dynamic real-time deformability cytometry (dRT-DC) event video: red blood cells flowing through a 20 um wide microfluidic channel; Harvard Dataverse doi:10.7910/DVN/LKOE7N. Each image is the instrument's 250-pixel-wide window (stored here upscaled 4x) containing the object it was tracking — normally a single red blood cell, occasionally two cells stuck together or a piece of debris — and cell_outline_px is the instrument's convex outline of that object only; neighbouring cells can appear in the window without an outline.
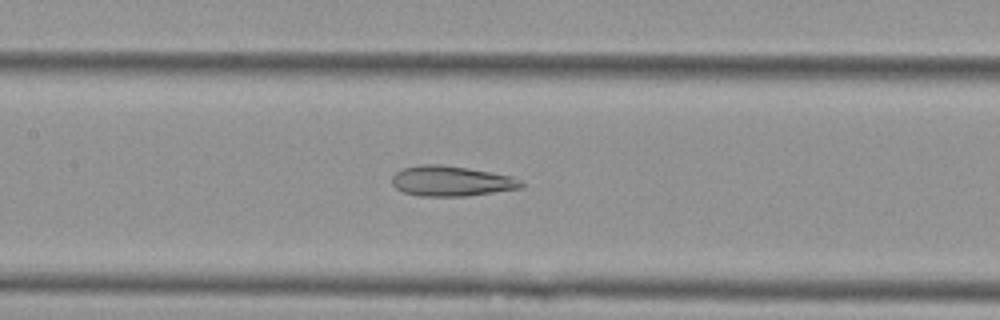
{"species": "Egyptian fruit bat (a non-hibernating species)", "species_latin": "Rousettus aegyptiacus", "temperature_condition": "cold", "stored_images_in_passage": 46, "camera_frame_rate_fps": 3000, "um_per_image_px": 0.085, "animal": {"sex": "female"}, "frame": {"image": 1, "passage_image": 17, "time_ms": 5.333, "image_size_px": [1000, 320], "cell_outline_px": [[524, 184], [520, 188], [468, 196], [420, 196], [404, 192], [396, 188], [392, 184], [392, 176], [396, 172], [404, 168], [420, 164], [440, 164], [468, 168], [512, 176]], "centroid_in_image_um": [38.33, 15.39], "position_along_channel_um": 169.1, "area_um2": 22.66}}
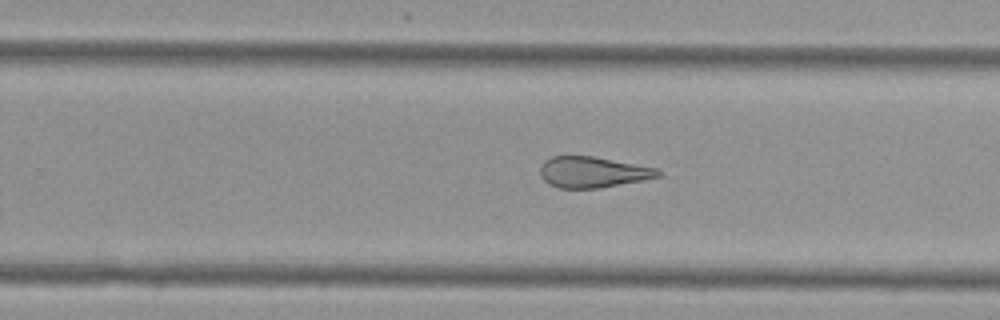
{"frame": {"image": 2, "passage_image": 26, "time_ms": 8.333, "image_size_px": [1000, 320], "cell_outline_px": [[660, 176], [644, 180], [600, 188], [560, 188], [548, 184], [540, 176], [540, 168], [544, 160], [552, 156], [592, 156], [656, 168], [660, 172]], "centroid_in_image_um": [50.34, 14.64], "position_along_channel_um": 279.5, "area_um2": 21.15}}
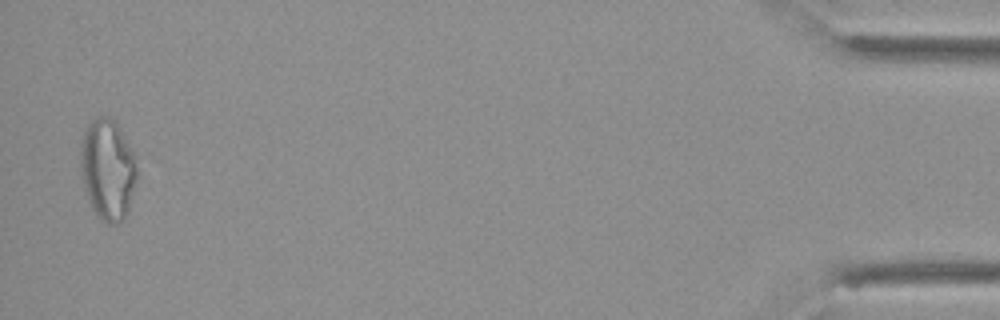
{"frame": {"image": 3, "passage_image": 45, "time_ms": 14.667, "image_size_px": [1000, 320], "cell_outline_px": [[136, 180], [128, 212], [124, 220], [120, 224], [108, 224], [100, 220], [92, 208], [84, 184], [80, 164], [80, 144], [84, 128], [96, 116], [108, 116], [120, 128], [132, 152], [136, 168]], "centroid_in_image_um": [9.14, 14.42], "position_along_channel_um": 426.1, "area_um2": 33.06}, "authors_computed_cell_mechanics": {"area_um2": 25.3164, "velocity_mm_per_s": 3.6915, "shape_relaxation_time_tau1_ms": null, "shape_relaxation_time_tau2_ms": 3.1262, "deformation_change_tau1": null, "deformation_change_tau2": 0.1408}}